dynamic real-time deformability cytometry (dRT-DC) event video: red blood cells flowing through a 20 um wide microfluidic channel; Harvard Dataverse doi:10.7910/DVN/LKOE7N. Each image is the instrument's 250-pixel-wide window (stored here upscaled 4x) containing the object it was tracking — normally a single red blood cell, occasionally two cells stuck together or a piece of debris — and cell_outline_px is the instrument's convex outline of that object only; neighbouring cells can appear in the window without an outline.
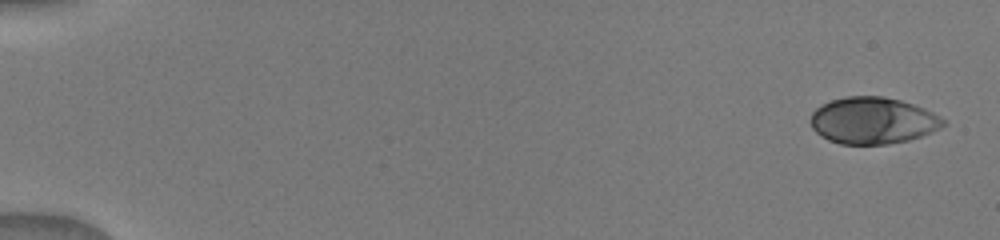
{"species": "human", "species_latin": "Homo sapiens", "temperature_condition": "warm", "stored_images_in_passage": 35, "camera_frame_rate_fps": 3000, "um_per_image_px": 0.085, "donor": {"sex": "male"}, "frame": {"image": 1, "passage_image": 1, "time_ms": 0.0, "image_size_px": [1000, 240], "cell_outline_px": [[944, 124], [940, 128], [932, 132], [908, 140], [888, 144], [840, 144], [828, 140], [820, 136], [812, 128], [808, 120], [812, 112], [816, 108], [832, 100], [844, 96], [884, 96], [900, 100], [924, 108], [940, 116], [944, 120]], "centroid_in_image_um": [74.15, 10.25], "position_along_channel_um": 10.9, "area_um2": 36.18}}
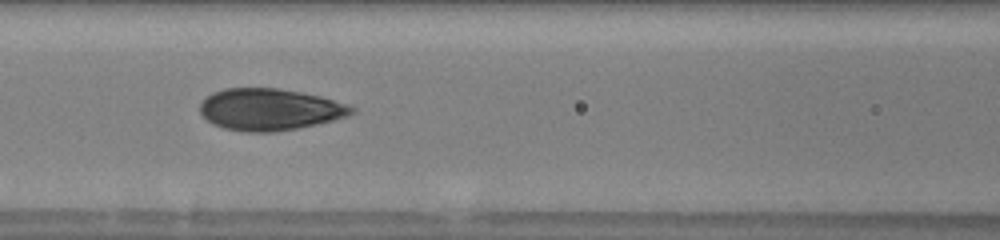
{"frame": {"image": 2, "passage_image": 15, "time_ms": 7.333, "image_size_px": [1000, 240], "cell_outline_px": [[356, 112], [348, 116], [300, 128], [272, 132], [244, 132], [224, 128], [212, 124], [200, 112], [200, 104], [212, 92], [224, 88], [280, 88], [320, 96], [348, 104], [356, 108]], "centroid_in_image_um": [22.94, 9.3], "position_along_channel_um": 143.7, "area_um2": 36.99}}
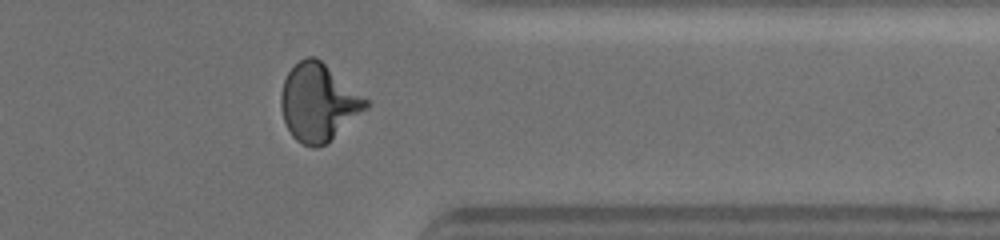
{"frame": {"image": 3, "passage_image": 27, "time_ms": 13.333, "image_size_px": [1000, 240], "cell_outline_px": [[372, 104], [368, 108], [324, 144], [316, 148], [312, 148], [296, 140], [292, 136], [284, 120], [280, 108], [280, 96], [284, 80], [288, 72], [300, 60], [308, 56], [316, 56], [368, 100]], "centroid_in_image_um": [27.05, 8.7], "position_along_channel_um": 384.3, "area_um2": 37.86}}